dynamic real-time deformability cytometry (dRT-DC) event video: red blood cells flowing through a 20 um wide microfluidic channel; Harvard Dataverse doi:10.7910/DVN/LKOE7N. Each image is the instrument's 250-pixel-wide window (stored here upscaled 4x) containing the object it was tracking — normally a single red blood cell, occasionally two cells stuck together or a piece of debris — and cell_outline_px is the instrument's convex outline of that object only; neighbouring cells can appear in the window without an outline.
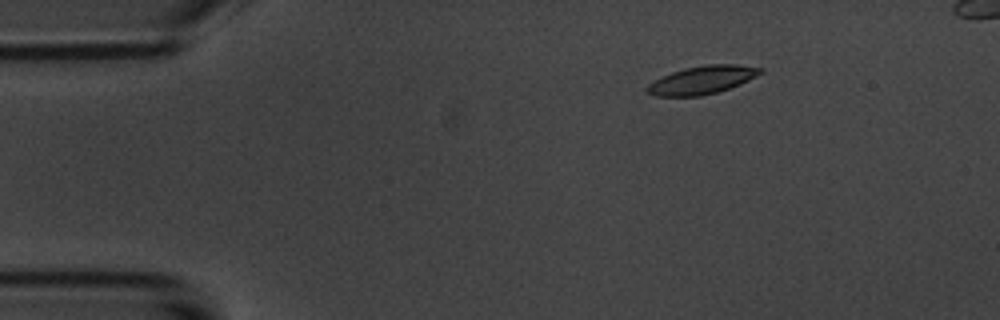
{"species": "common noctule bat (a hibernating species)", "species_latin": "Nyctalus noctula", "temperature_condition": "room temperature", "stored_images_in_passage": 5, "camera_frame_rate_fps": 3000, "um_per_image_px": 0.085, "animal": {"sex": "male", "body_mass_g": 20.1, "forearm_length_mm": 53.5}, "frame": {"image": 1, "passage_image": 2, "time_ms": 2.333, "image_size_px": [1000, 320], "cell_outline_px": [[764, 72], [740, 84], [716, 92], [700, 96], [656, 96], [648, 92], [644, 88], [648, 84], [672, 72], [684, 68], [704, 64], [736, 64], [764, 68]], "centroid_in_image_um": [59.7, 6.78], "position_along_channel_um": 25.3, "area_um2": 18.44}}